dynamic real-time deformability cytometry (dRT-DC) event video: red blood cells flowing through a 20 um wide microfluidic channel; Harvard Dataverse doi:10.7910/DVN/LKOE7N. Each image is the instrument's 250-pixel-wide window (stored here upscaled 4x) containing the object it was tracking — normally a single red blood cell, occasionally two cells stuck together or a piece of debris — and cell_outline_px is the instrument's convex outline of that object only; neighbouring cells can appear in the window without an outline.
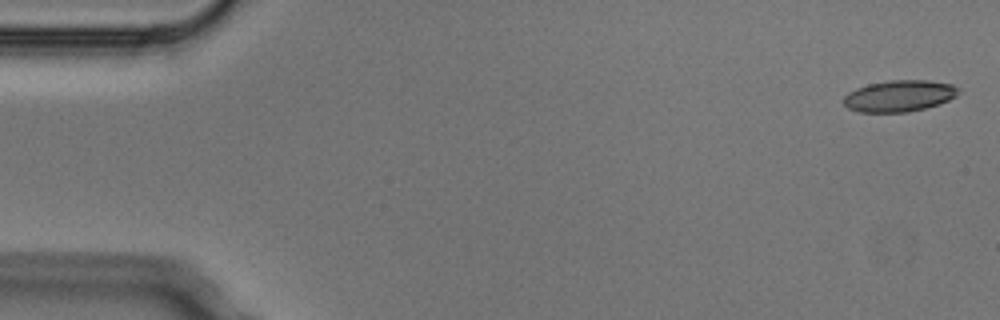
{"species": "Egyptian fruit bat (a non-hibernating species)", "species_latin": "Rousettus aegyptiacus", "temperature_condition": "cold", "stored_images_in_passage": 7, "camera_frame_rate_fps": 3000, "um_per_image_px": 0.085, "animal": {"sex": "male"}, "frame": {"image": 1, "passage_image": 1, "time_ms": 0.0, "image_size_px": [1000, 320], "cell_outline_px": [[960, 88], [956, 96], [940, 104], [908, 112], [856, 112], [848, 108], [844, 104], [844, 96], [848, 92], [856, 88], [868, 84], [888, 80], [928, 80], [952, 84]], "centroid_in_image_um": [76.43, 8.15], "position_along_channel_um": 8.6, "area_um2": 21.15}}
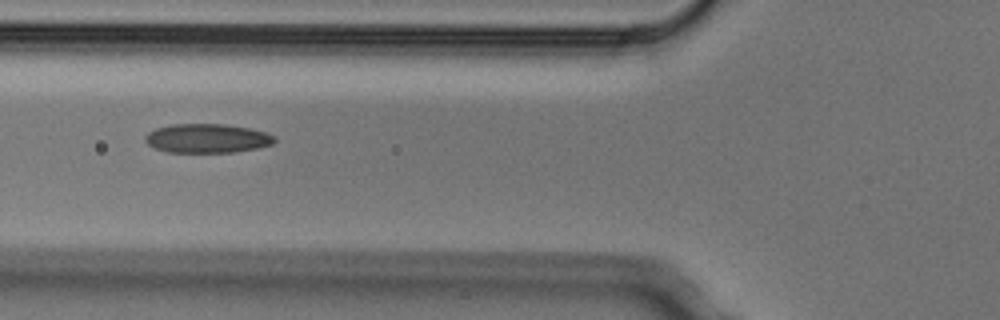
{"frame": {"image": 2, "passage_image": 6, "time_ms": 1.667, "image_size_px": [1000, 320], "cell_outline_px": [[276, 140], [272, 144], [260, 148], [232, 152], [168, 152], [156, 148], [148, 144], [144, 140], [144, 136], [148, 132], [156, 128], [172, 124], [224, 124], [248, 128], [268, 132], [276, 136]], "centroid_in_image_um": [17.63, 11.75], "position_along_channel_um": 108.2, "area_um2": 22.02}}
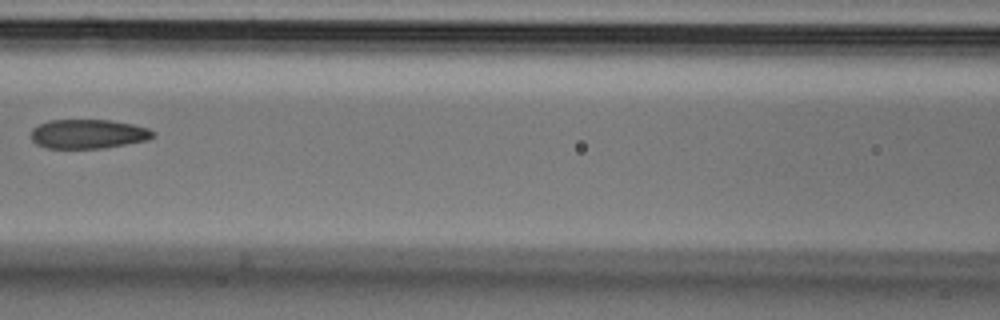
{"frame": {"image": 3, "passage_image": 7, "time_ms": 2.0, "image_size_px": [1000, 320], "cell_outline_px": [[156, 136], [148, 140], [104, 148], [44, 148], [36, 144], [32, 140], [32, 128], [48, 120], [112, 120], [132, 124], [148, 128], [156, 132]], "centroid_in_image_um": [7.52, 11.38], "position_along_channel_um": 159.1, "area_um2": 20.92}}